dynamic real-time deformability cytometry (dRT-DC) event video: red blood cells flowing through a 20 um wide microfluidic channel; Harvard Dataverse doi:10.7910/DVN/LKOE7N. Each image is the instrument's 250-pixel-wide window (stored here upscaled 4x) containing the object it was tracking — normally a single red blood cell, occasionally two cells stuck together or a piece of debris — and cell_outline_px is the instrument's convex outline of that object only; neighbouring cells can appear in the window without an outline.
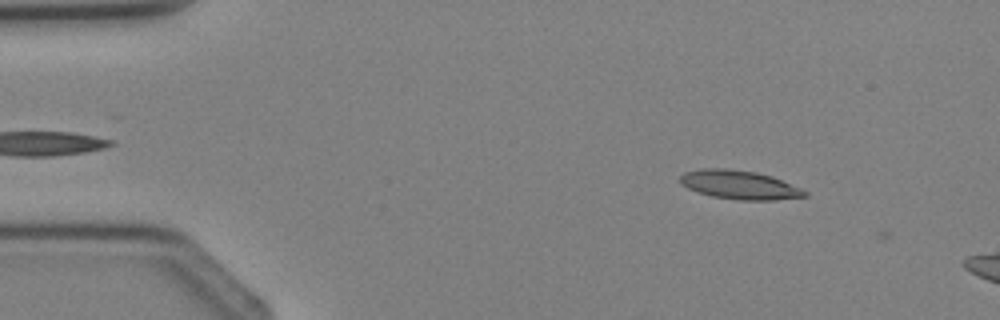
{"species": "Egyptian fruit bat (a non-hibernating species)", "species_latin": "Rousettus aegyptiacus", "temperature_condition": "cold", "stored_images_in_passage": 2, "camera_frame_rate_fps": 3000, "um_per_image_px": 0.085, "animal": {"sex": "female"}, "frame": {"image": 1, "passage_image": 1, "time_ms": 0.0, "image_size_px": [1000, 320], "cell_outline_px": [[808, 196], [776, 200], [740, 200], [712, 196], [688, 188], [680, 184], [680, 176], [684, 172], [700, 168], [724, 168], [756, 172], [772, 176], [800, 188], [808, 192]], "centroid_in_image_um": [62.85, 15.7], "position_along_channel_um": 22.1, "area_um2": 20.87}}
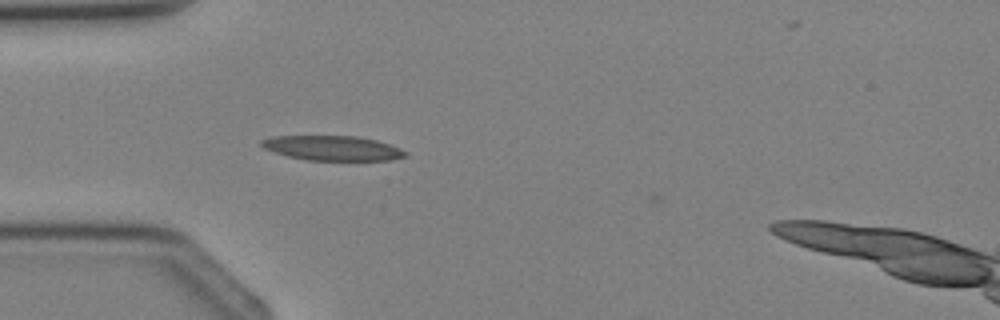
{"frame": {"image": 2, "passage_image": 2, "time_ms": 2.0, "image_size_px": [1000, 320], "cell_outline_px": [[408, 156], [388, 160], [308, 160], [288, 156], [264, 148], [260, 144], [260, 140], [272, 136], [356, 136], [376, 140], [392, 144], [408, 152]], "centroid_in_image_um": [28.3, 12.58], "position_along_channel_um": 56.7, "area_um2": 20.75}}